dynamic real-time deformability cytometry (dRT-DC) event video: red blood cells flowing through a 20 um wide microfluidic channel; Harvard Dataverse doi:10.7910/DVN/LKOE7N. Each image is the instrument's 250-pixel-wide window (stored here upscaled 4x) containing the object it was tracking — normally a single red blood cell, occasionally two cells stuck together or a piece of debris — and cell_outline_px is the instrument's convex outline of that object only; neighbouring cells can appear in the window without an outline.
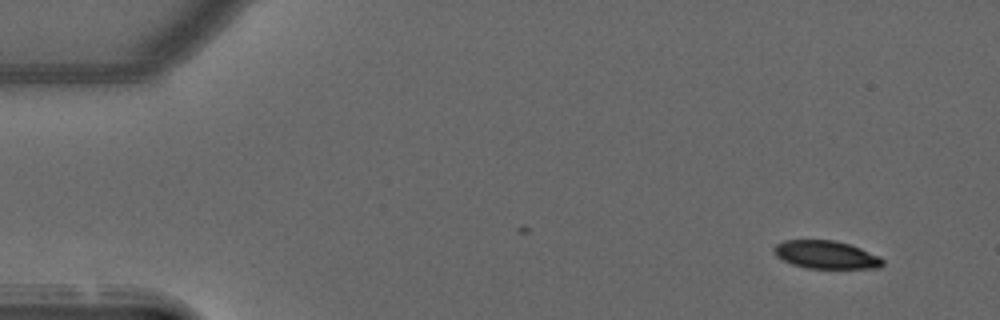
{"species": "common noctule bat (a hibernating species)", "species_latin": "Nyctalus noctula", "temperature_condition": "warm", "stored_images_in_passage": 42, "camera_frame_rate_fps": 3000, "um_per_image_px": 0.085, "animal": {"sex": "male", "forearm_length_mm": 52.5}, "frame": {"image": 1, "passage_image": 1, "time_ms": 0.0, "image_size_px": [1000, 320], "cell_outline_px": [[884, 264], [880, 268], [808, 268], [792, 264], [776, 256], [772, 248], [776, 244], [784, 240], [836, 240], [860, 248], [880, 256], [884, 260]], "centroid_in_image_um": [70.22, 21.65], "position_along_channel_um": 14.8, "area_um2": 17.74}}
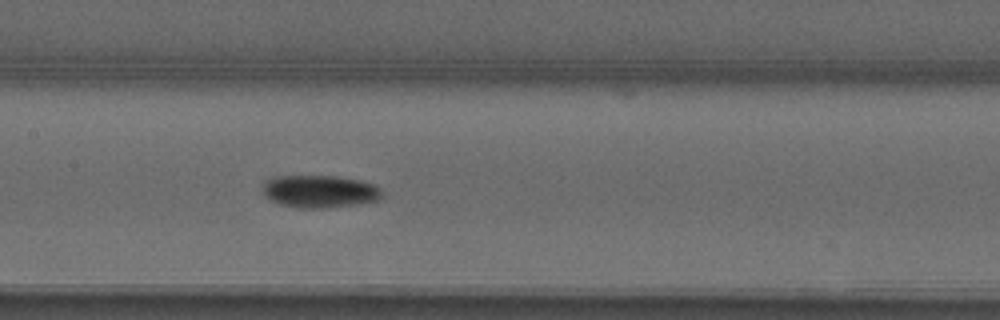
{"frame": {"image": 2, "passage_image": 22, "time_ms": 7.0, "image_size_px": [1000, 320], "cell_outline_px": [[384, 196], [380, 200], [364, 204], [328, 208], [300, 208], [280, 204], [264, 196], [264, 180], [276, 176], [336, 176], [360, 180], [372, 184], [380, 188], [384, 192]], "centroid_in_image_um": [27.24, 16.28], "position_along_channel_um": 180.2, "area_um2": 23.0}}
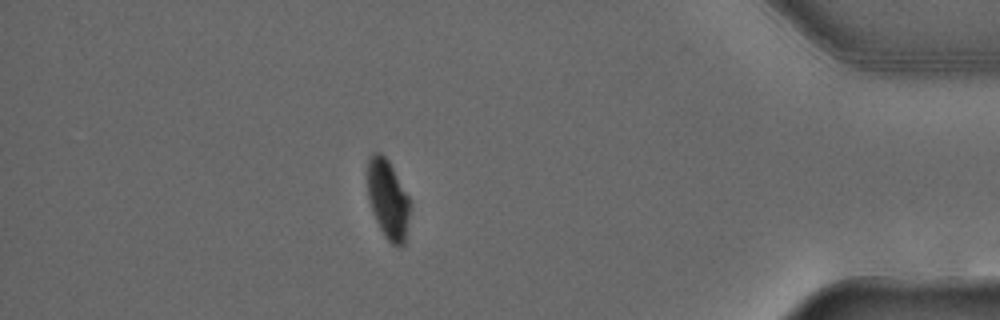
{"frame": {"image": 3, "passage_image": 42, "time_ms": 13.667, "image_size_px": [1000, 320], "cell_outline_px": [[412, 204], [404, 244], [400, 248], [392, 244], [384, 236], [372, 212], [368, 200], [368, 156], [372, 152], [380, 152], [388, 160], [408, 196]], "centroid_in_image_um": [32.98, 16.96], "position_along_channel_um": 402.2, "area_um2": 19.77}, "authors_computed_cell_mechanics": {"area_um2": 21.6461, "velocity_mm_per_s": 3.986, "shape_relaxation_time_tau1_ms": 3.1761, "shape_relaxation_time_tau2_ms": null, "deformation_change_tau1": 0.1465, "deformation_change_tau2": null}}